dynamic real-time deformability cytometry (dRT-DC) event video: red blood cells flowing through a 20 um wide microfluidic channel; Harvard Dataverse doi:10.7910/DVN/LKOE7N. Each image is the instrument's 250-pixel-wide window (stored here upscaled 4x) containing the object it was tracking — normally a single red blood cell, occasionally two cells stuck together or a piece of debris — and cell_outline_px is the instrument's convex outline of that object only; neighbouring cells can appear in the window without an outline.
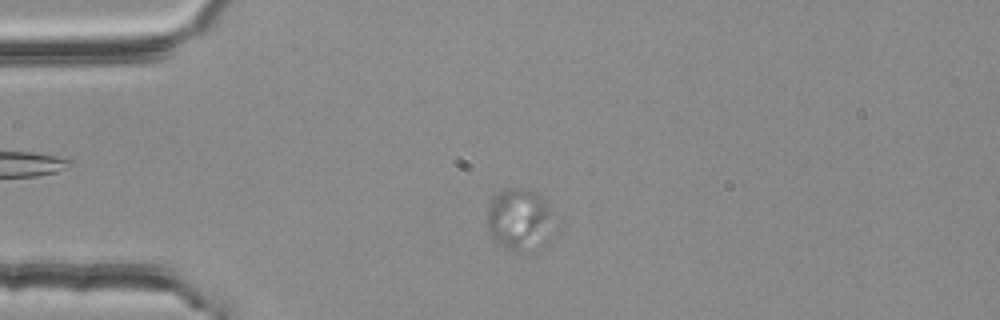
{"species": "common noctule bat (a hibernating species)", "species_latin": "Nyctalus noctula", "temperature_condition": "room temperature", "stored_images_in_passage": 45, "camera_frame_rate_fps": 3000, "um_per_image_px": 0.085, "animal": {"sex": "female", "body_mass_g": 25.1}, "frame": {"image": 1, "passage_image": 4, "time_ms": 1.0, "image_size_px": [1000, 320], "cell_outline_px": [[548, 212], [540, 244], [532, 252], [520, 256], [512, 252], [492, 240], [488, 228], [488, 208], [492, 196], [500, 188], [528, 188], [536, 192], [548, 204]], "centroid_in_image_um": [43.97, 18.64], "position_along_channel_um": 41.0, "area_um2": 23.41}}
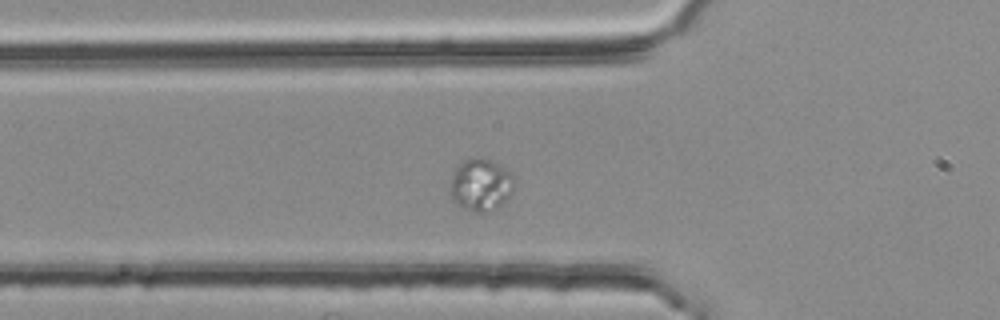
{"frame": {"image": 2, "passage_image": 10, "time_ms": 3.0, "image_size_px": [1000, 320], "cell_outline_px": [[512, 192], [496, 208], [484, 212], [476, 212], [464, 208], [456, 204], [452, 200], [448, 192], [452, 172], [460, 160], [488, 156], [504, 168], [512, 176]], "centroid_in_image_um": [40.78, 15.67], "position_along_channel_um": 85.0, "area_um2": 19.71}}
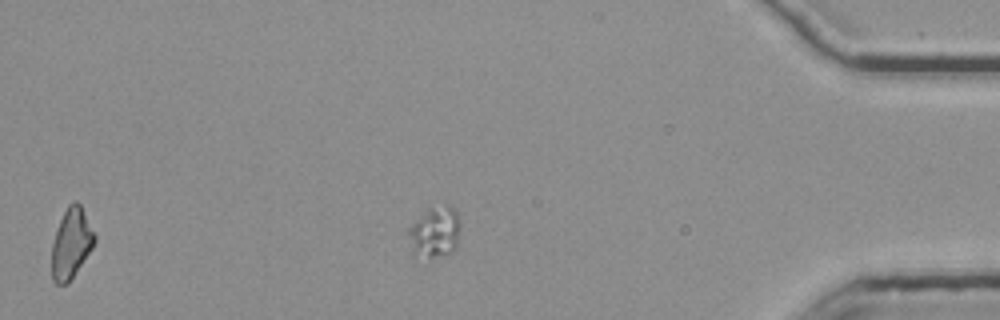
{"frame": {"image": 3, "passage_image": 39, "time_ms": 12.667, "image_size_px": [1000, 320], "cell_outline_px": [[460, 228], [456, 248], [452, 252], [432, 256], [428, 256], [412, 248], [408, 232], [408, 228], [428, 208], [448, 204], [456, 212], [460, 220]], "centroid_in_image_um": [37.03, 19.65], "position_along_channel_um": 398.2, "area_um2": 14.74}}